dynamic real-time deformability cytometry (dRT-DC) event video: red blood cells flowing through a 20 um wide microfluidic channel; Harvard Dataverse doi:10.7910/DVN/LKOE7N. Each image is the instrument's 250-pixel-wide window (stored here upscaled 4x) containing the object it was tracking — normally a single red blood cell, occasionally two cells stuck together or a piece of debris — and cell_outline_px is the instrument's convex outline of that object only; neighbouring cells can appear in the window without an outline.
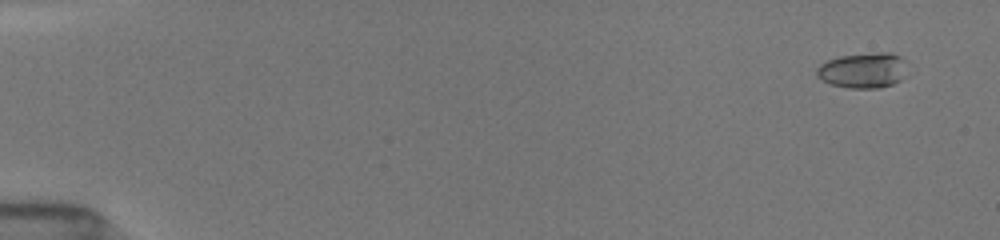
{"species": "common noctule bat (a hibernating species)", "species_latin": "Nyctalus noctula", "temperature_condition": "room temperature", "stored_images_in_passage": 8, "camera_frame_rate_fps": 3000, "um_per_image_px": 0.085, "animal": {"sex": "female", "body_mass_g": 19.5, "forearm_length_mm": 54.1}, "frame": {"image": 1, "passage_image": 3, "time_ms": 1.0, "image_size_px": [1000, 240], "cell_outline_px": [[908, 76], [892, 84], [880, 88], [848, 88], [832, 84], [816, 76], [816, 68], [820, 64], [828, 60], [840, 56], [876, 52], [892, 52], [900, 56], [904, 60]], "centroid_in_image_um": [73.4, 5.97], "position_along_channel_um": 11.6, "area_um2": 18.9}}
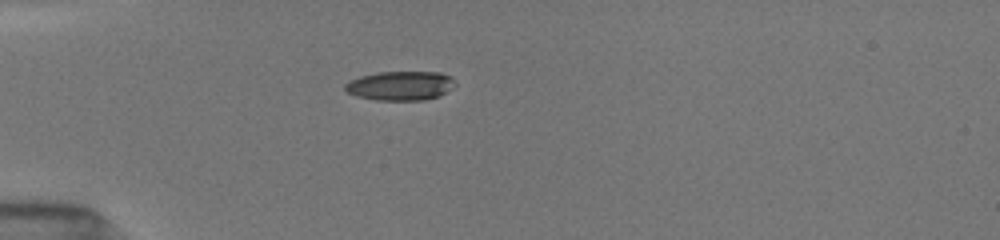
{"frame": {"image": 2, "passage_image": 8, "time_ms": 5.333, "image_size_px": [1000, 240], "cell_outline_px": [[456, 84], [452, 88], [440, 96], [424, 100], [376, 100], [356, 96], [348, 92], [344, 88], [344, 84], [360, 76], [376, 72], [440, 72], [452, 76]], "centroid_in_image_um": [34.06, 7.28], "position_along_channel_um": 50.9, "area_um2": 18.84}}